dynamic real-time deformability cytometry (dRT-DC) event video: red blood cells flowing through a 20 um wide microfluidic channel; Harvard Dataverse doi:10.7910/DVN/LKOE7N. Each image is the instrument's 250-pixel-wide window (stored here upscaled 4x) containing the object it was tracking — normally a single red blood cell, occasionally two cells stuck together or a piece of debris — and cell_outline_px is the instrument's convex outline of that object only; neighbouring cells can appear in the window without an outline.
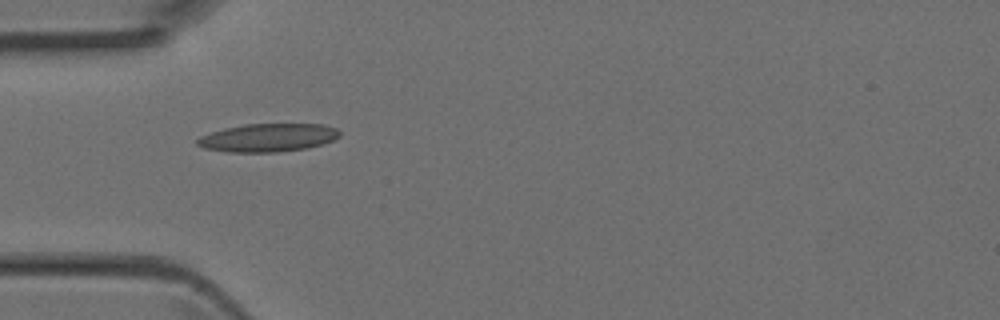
{"species": "Egyptian fruit bat (a non-hibernating species)", "species_latin": "Rousettus aegyptiacus", "temperature_condition": "room temperature", "stored_images_in_passage": 5, "camera_frame_rate_fps": 3000, "um_per_image_px": 0.085, "animal": {"sex": "female"}, "frame": {"image": 1, "passage_image": 4, "time_ms": 1.0, "image_size_px": [1000, 320], "cell_outline_px": [[340, 136], [332, 140], [308, 148], [276, 152], [228, 152], [204, 148], [196, 144], [196, 140], [200, 136], [224, 128], [244, 124], [324, 124], [336, 128], [340, 132]], "centroid_in_image_um": [22.76, 11.7], "position_along_channel_um": 62.2, "area_um2": 23.35}}
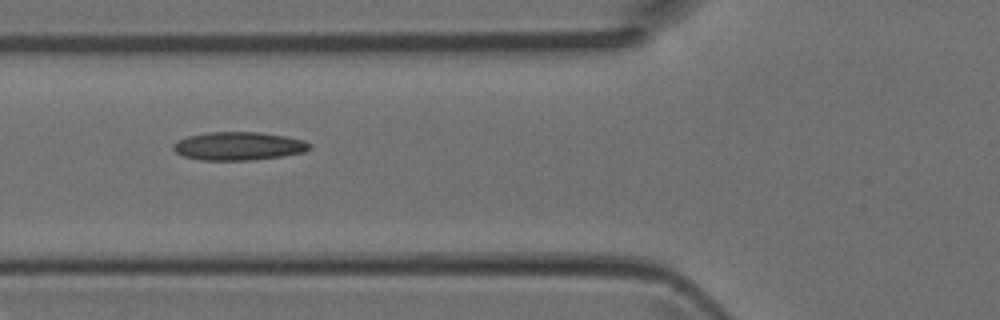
{"frame": {"image": 2, "passage_image": 5, "time_ms": 1.333, "image_size_px": [1000, 320], "cell_outline_px": [[312, 148], [304, 152], [280, 156], [252, 160], [200, 160], [184, 156], [176, 152], [172, 148], [172, 144], [176, 140], [188, 136], [208, 132], [260, 132], [284, 136], [304, 140], [312, 144]], "centroid_in_image_um": [20.26, 12.41], "position_along_channel_um": 105.5, "area_um2": 22.54}}